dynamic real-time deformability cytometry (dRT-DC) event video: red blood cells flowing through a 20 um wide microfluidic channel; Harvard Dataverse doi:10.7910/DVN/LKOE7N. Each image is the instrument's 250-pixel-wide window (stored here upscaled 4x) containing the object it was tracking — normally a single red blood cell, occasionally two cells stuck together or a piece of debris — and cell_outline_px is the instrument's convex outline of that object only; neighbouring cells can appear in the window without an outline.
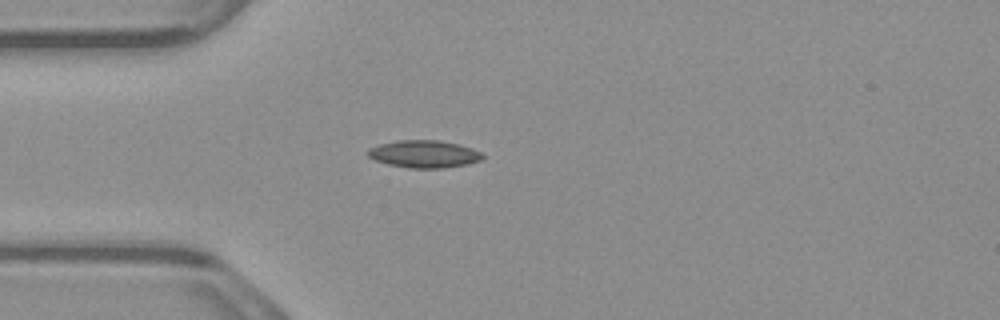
{"species": "common noctule bat (a hibernating species)", "species_latin": "Nyctalus noctula", "temperature_condition": "warm", "stored_images_in_passage": 40, "camera_frame_rate_fps": 3000, "um_per_image_px": 0.085, "animal": {"sex": "male", "body_mass_g": 23.1, "forearm_length_mm": 52.7}, "frame": {"image": 1, "passage_image": 1, "time_ms": 0.0, "image_size_px": [1000, 320], "cell_outline_px": [[484, 156], [480, 160], [468, 164], [444, 168], [408, 168], [388, 164], [376, 160], [368, 156], [368, 148], [380, 144], [396, 140], [440, 140], [460, 144], [472, 148], [480, 152]], "centroid_in_image_um": [36.05, 13.08], "position_along_channel_um": 48.9, "area_um2": 18.38}}
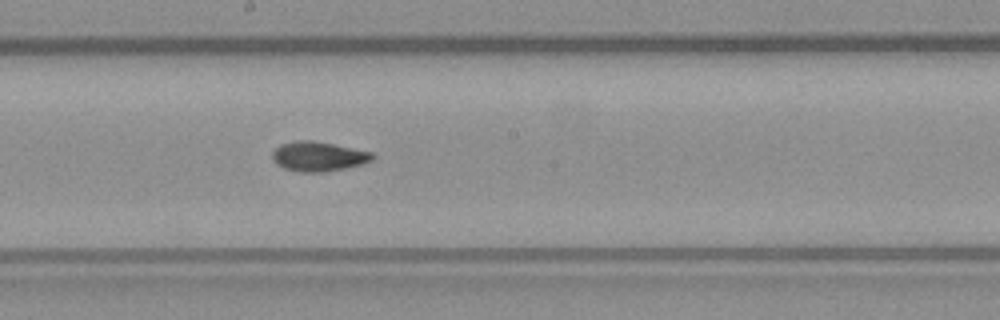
{"frame": {"image": 2, "passage_image": 15, "time_ms": 4.667, "image_size_px": [1000, 320], "cell_outline_px": [[376, 156], [372, 160], [364, 164], [324, 172], [300, 172], [284, 168], [276, 164], [272, 160], [272, 152], [280, 144], [296, 140], [312, 140], [372, 152]], "centroid_in_image_um": [27.05, 13.3], "position_along_channel_um": 221.2, "area_um2": 17.34}}
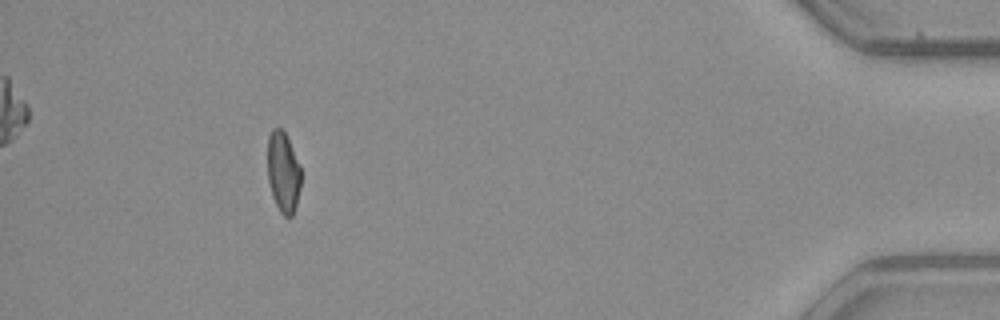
{"frame": {"image": 3, "passage_image": 35, "time_ms": 11.333, "image_size_px": [1000, 320], "cell_outline_px": [[300, 188], [296, 204], [292, 216], [284, 216], [280, 212], [272, 196], [268, 180], [268, 136], [272, 128], [280, 128], [284, 132], [288, 140], [300, 168]], "centroid_in_image_um": [24.05, 14.65], "position_along_channel_um": 411.1, "area_um2": 15.37}, "authors_computed_cell_mechanics": {"area_um2": 16.9065, "velocity_mm_per_s": 3.8779, "shape_relaxation_time_tau1_ms": 4.8515, "shape_relaxation_time_tau2_ms": 2.3866, "deformation_change_tau1": 0.147, "deformation_change_tau2": 0.0786}}